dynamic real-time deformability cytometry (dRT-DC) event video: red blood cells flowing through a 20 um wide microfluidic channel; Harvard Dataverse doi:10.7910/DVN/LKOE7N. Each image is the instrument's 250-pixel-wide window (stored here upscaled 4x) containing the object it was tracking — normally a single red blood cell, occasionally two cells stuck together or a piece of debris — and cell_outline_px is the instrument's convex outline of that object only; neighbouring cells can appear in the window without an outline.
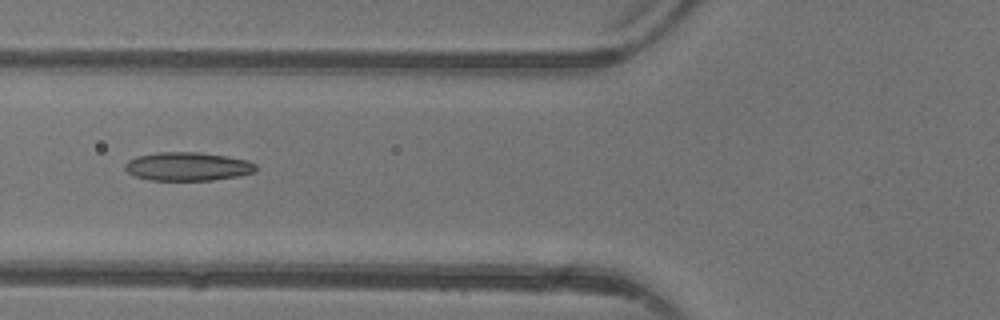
{"species": "common noctule bat (a hibernating species)", "species_latin": "Nyctalus noctula", "temperature_condition": "warm", "stored_images_in_passage": 6, "camera_frame_rate_fps": 3000, "um_per_image_px": 0.085, "animal": {"sex": "female"}, "frame": {"image": 1, "passage_image": 6, "time_ms": 5.667, "image_size_px": [1000, 320], "cell_outline_px": [[256, 172], [236, 176], [212, 180], [148, 180], [132, 176], [124, 168], [124, 164], [128, 160], [136, 156], [156, 152], [200, 152], [228, 156], [248, 160], [256, 164]], "centroid_in_image_um": [15.92, 14.14], "position_along_channel_um": 109.9, "area_um2": 22.02}}